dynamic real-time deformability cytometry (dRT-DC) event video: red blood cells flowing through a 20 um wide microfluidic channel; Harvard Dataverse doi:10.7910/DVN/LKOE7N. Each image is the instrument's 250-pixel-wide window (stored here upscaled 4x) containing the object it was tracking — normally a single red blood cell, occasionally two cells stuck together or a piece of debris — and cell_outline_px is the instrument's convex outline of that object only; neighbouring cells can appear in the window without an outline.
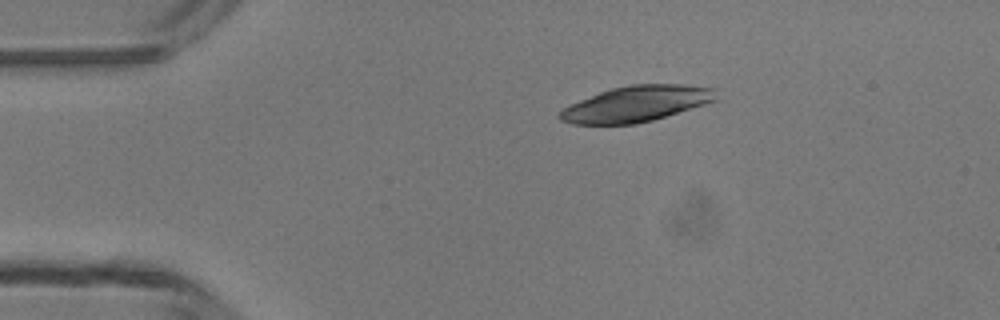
{"species": "common noctule bat (a hibernating species)", "species_latin": "Nyctalus noctula", "temperature_condition": "room temperature", "stored_images_in_passage": 2, "camera_frame_rate_fps": 3000, "um_per_image_px": 0.085, "animal": {"sex": "male", "body_mass_g": 13.3}, "frame": {"image": 1, "passage_image": 1, "time_ms": 0.0, "image_size_px": [1000, 320], "cell_outline_px": [[716, 100], [704, 104], [652, 120], [636, 124], [572, 124], [560, 120], [556, 116], [564, 108], [580, 100], [600, 92], [612, 88], [628, 84], [684, 84], [716, 88]], "centroid_in_image_um": [54.08, 8.82], "position_along_channel_um": 30.9, "area_um2": 32.37}}